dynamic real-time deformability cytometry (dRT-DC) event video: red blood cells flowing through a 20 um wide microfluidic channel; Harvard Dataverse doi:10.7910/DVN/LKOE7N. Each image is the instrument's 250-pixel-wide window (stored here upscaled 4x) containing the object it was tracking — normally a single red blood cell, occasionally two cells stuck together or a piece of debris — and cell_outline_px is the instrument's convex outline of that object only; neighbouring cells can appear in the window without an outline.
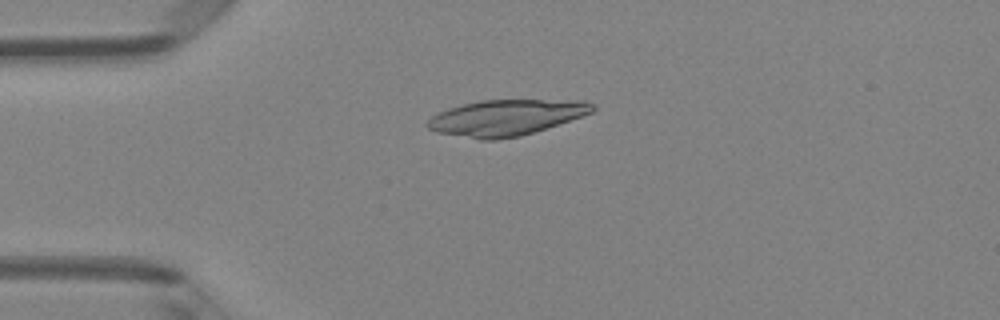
{"species": "Egyptian fruit bat (a non-hibernating species)", "species_latin": "Rousettus aegyptiacus", "temperature_condition": "room temperature", "stored_images_in_passage": 6, "camera_frame_rate_fps": 3000, "um_per_image_px": 0.085, "animal": {"sex": "female"}, "frame": {"image": 1, "passage_image": 4, "time_ms": 3.333, "image_size_px": [1000, 320], "cell_outline_px": [[596, 108], [592, 112], [520, 136], [496, 140], [480, 140], [436, 132], [428, 128], [424, 124], [432, 116], [448, 108], [480, 100], [584, 100], [596, 104]], "centroid_in_image_um": [42.98, 9.99], "position_along_channel_um": 42.0, "area_um2": 34.28}}
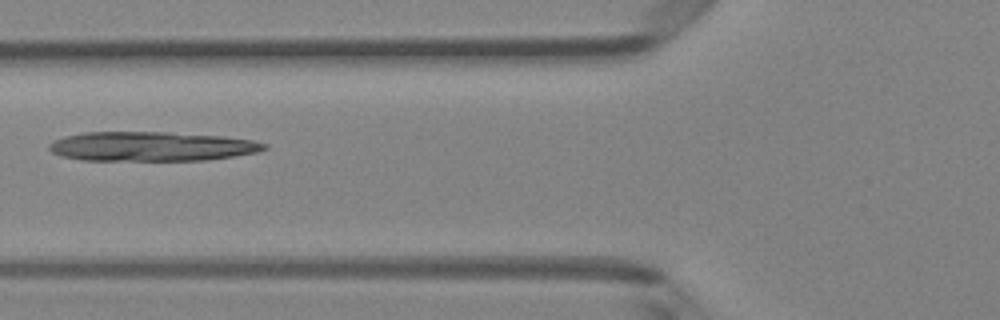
{"frame": {"image": 2, "passage_image": 6, "time_ms": 5.667, "image_size_px": [1000, 320], "cell_outline_px": [[268, 148], [256, 152], [232, 156], [204, 160], [80, 160], [60, 156], [52, 152], [48, 148], [48, 144], [52, 140], [64, 136], [84, 132], [168, 132], [224, 136], [252, 140], [268, 144]], "centroid_in_image_um": [12.83, 12.44], "position_along_channel_um": 113.0, "area_um2": 36.99}}